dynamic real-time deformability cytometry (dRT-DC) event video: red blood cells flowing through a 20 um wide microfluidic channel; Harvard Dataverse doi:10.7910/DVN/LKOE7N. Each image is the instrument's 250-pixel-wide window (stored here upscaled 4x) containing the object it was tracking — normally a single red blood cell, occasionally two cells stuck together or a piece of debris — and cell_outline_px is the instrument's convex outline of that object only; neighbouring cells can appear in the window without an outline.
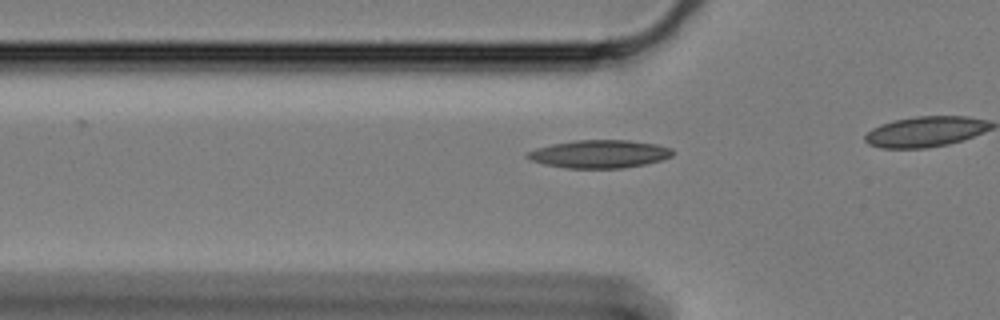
{"species": "Egyptian fruit bat (a non-hibernating species)", "species_latin": "Rousettus aegyptiacus", "temperature_condition": "cold", "stored_images_in_passage": 14, "camera_frame_rate_fps": 3000, "um_per_image_px": 0.085, "animal": {"sex": "female"}, "frame": {"image": 1, "passage_image": 8, "time_ms": 2.333, "image_size_px": [1000, 320], "cell_outline_px": [[676, 152], [672, 156], [660, 160], [644, 164], [620, 168], [568, 168], [544, 164], [532, 160], [524, 156], [528, 152], [536, 148], [552, 144], [576, 140], [628, 140], [656, 144], [672, 148]], "centroid_in_image_um": [50.97, 13.08], "position_along_channel_um": 74.8, "area_um2": 23.58}}
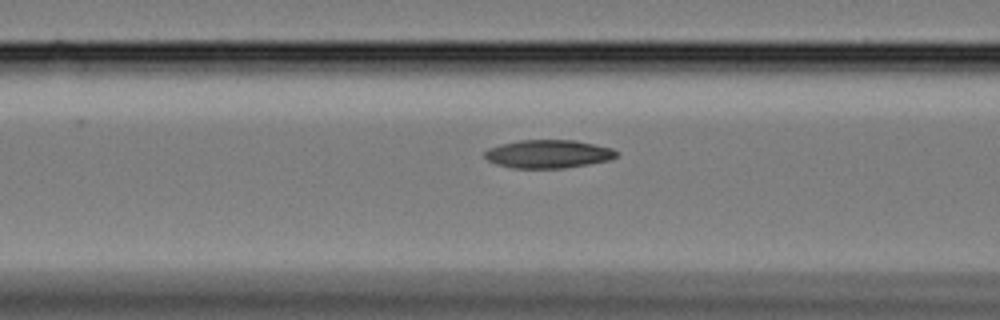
{"frame": {"image": 2, "passage_image": 12, "time_ms": 3.667, "image_size_px": [1000, 320], "cell_outline_px": [[620, 152], [612, 160], [564, 168], [512, 168], [496, 164], [488, 160], [484, 156], [484, 152], [488, 148], [500, 144], [520, 140], [576, 140], [612, 148]], "centroid_in_image_um": [46.62, 13.08], "position_along_channel_um": 120.0, "area_um2": 21.85}}